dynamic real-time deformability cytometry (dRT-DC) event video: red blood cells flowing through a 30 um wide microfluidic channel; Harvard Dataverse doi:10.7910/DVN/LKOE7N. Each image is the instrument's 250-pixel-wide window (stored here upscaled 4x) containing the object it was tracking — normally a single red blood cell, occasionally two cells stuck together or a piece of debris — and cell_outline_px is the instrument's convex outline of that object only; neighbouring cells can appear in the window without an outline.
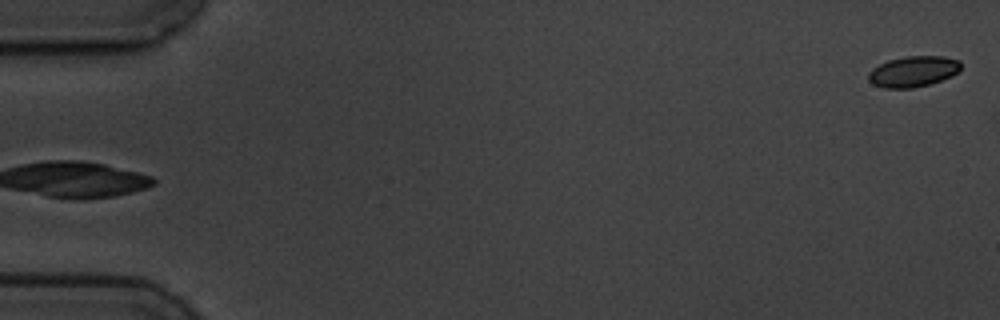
{"species": "common noctule bat (a hibernating species)", "species_latin": "Nyctalus noctula", "temperature_condition": "cold", "stored_images_in_passage": 6, "segment_of_instrument_passage": [2, 2], "camera_frame_rate_fps": 3000, "um_per_image_px": 0.085, "animal": {"sex": "male", "body_mass_g": 19.5, "forearm_length_mm": 54.6}, "frame": {"image": 1, "passage_image": 6, "time_ms": 6.0, "image_size_px": [1000, 320], "cell_outline_px": [[960, 68], [952, 76], [928, 84], [912, 88], [884, 88], [872, 84], [868, 80], [868, 72], [872, 68], [888, 60], [908, 56], [944, 56], [960, 60]], "centroid_in_image_um": [77.59, 6.07], "position_along_channel_um": 7.4, "area_um2": 16.53}}